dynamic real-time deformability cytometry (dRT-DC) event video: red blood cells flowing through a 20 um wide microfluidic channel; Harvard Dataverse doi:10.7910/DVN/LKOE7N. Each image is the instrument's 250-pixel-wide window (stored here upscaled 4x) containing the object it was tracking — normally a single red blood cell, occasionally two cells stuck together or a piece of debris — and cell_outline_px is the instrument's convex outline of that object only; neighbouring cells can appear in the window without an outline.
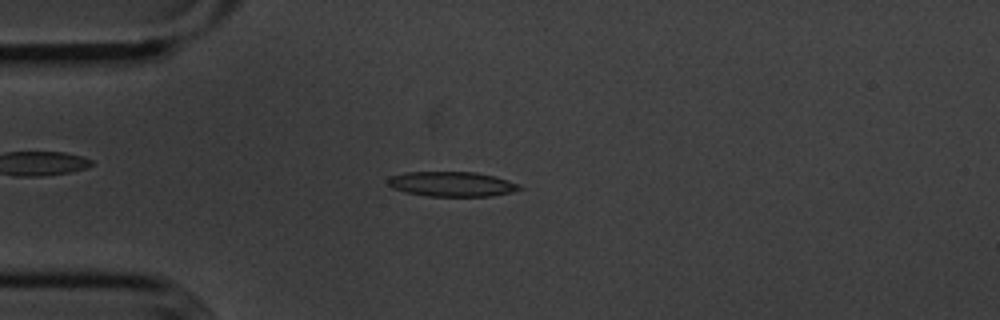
{"species": "common noctule bat (a hibernating species)", "species_latin": "Nyctalus noctula", "temperature_condition": "cold", "stored_images_in_passage": 43, "camera_frame_rate_fps": 3000, "um_per_image_px": 0.085, "animal": {"sex": "male", "body_mass_g": 20.1, "forearm_length_mm": 53.5}, "frame": {"image": 1, "passage_image": 2, "time_ms": 0.333, "image_size_px": [1000, 320], "cell_outline_px": [[524, 188], [512, 192], [492, 196], [428, 196], [408, 192], [392, 188], [388, 184], [388, 176], [404, 172], [476, 172], [508, 180]], "centroid_in_image_um": [38.38, 15.64], "position_along_channel_um": 46.6, "area_um2": 18.96}}
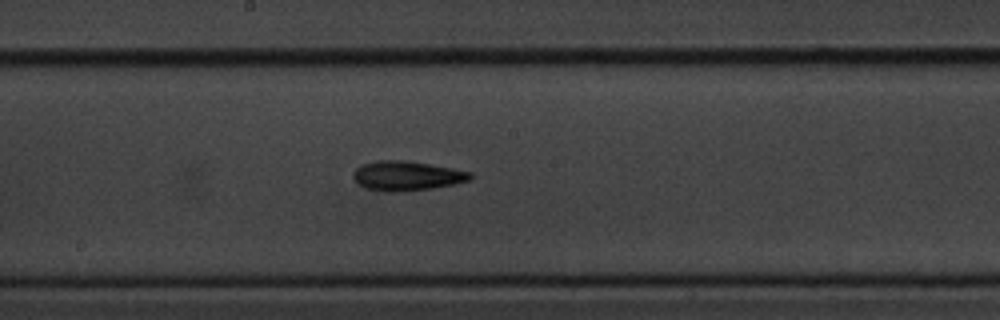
{"frame": {"image": 2, "passage_image": 17, "time_ms": 5.333, "image_size_px": [1000, 320], "cell_outline_px": [[472, 176], [468, 180], [452, 184], [432, 188], [396, 192], [380, 192], [364, 188], [352, 176], [352, 172], [356, 168], [364, 164], [376, 160], [404, 160], [452, 168], [472, 172]], "centroid_in_image_um": [34.52, 14.95], "position_along_channel_um": 213.7, "area_um2": 20.06}}
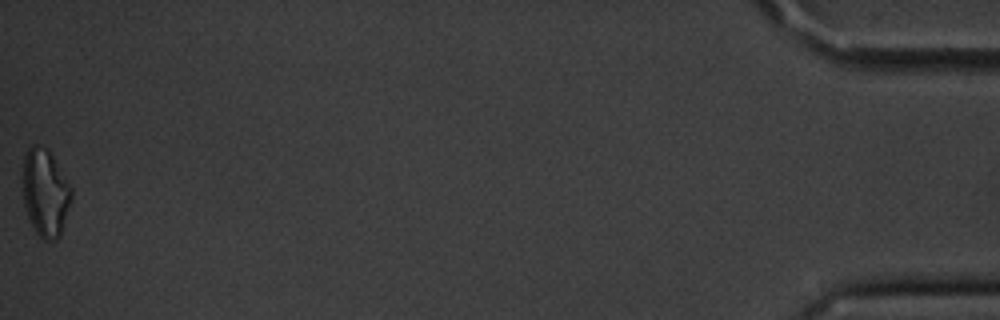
{"frame": {"image": 3, "passage_image": 43, "time_ms": 14.0, "image_size_px": [1000, 320], "cell_outline_px": [[72, 200], [60, 236], [56, 240], [44, 240], [36, 232], [28, 216], [24, 204], [20, 180], [24, 152], [32, 144], [36, 144], [48, 148], [72, 188]], "centroid_in_image_um": [3.82, 16.33], "position_along_channel_um": 431.4, "area_um2": 25.49}, "authors_computed_cell_mechanics": {"area_um2": 19.3052, "velocity_mm_per_s": 3.6244, "shape_relaxation_time_tau1_ms": 2.4837, "shape_relaxation_time_tau2_ms": 8.7524, "deformation_change_tau1": 0.1028, "deformation_change_tau2": 0.1846}}